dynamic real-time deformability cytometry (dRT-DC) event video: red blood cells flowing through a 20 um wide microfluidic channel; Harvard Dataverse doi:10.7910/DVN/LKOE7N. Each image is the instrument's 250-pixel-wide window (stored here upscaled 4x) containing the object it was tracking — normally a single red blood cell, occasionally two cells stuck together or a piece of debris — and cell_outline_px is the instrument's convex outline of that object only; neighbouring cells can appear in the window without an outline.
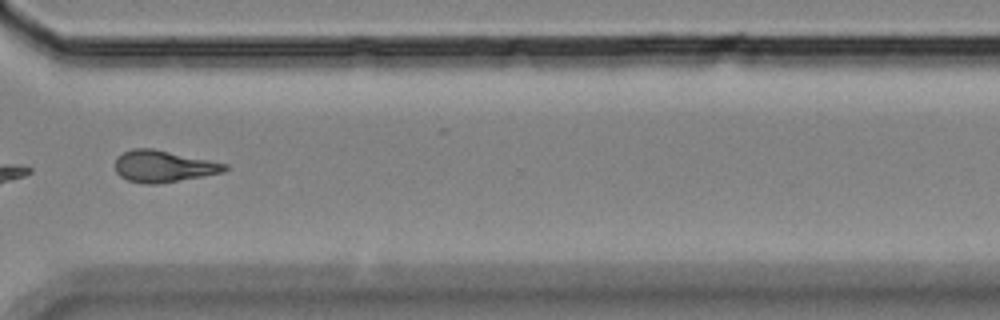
{"species": "Egyptian fruit bat (a non-hibernating species)", "species_latin": "Rousettus aegyptiacus", "temperature_condition": "room temperature", "stored_images_in_passage": 51, "camera_frame_rate_fps": 3000, "um_per_image_px": 0.085, "animal": {"sex": "female"}, "frame": {"image": 1, "passage_image": 37, "time_ms": 12.0, "image_size_px": [1000, 320], "cell_outline_px": [[228, 168], [224, 172], [204, 176], [156, 184], [144, 184], [128, 180], [120, 176], [116, 172], [116, 156], [132, 148], [152, 148], [228, 164]], "centroid_in_image_um": [13.88, 14.13], "position_along_channel_um": 356.7, "area_um2": 20.17}}
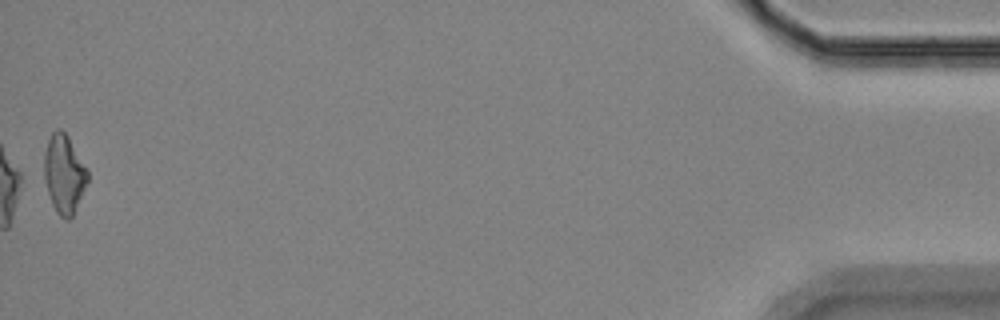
{"frame": {"image": 2, "passage_image": 51, "time_ms": 16.667, "image_size_px": [1000, 320], "cell_outline_px": [[88, 180], [72, 216], [68, 220], [64, 220], [56, 212], [52, 204], [48, 192], [44, 176], [44, 152], [48, 140], [52, 132], [56, 128], [60, 128], [68, 136], [88, 172]], "centroid_in_image_um": [5.42, 14.78], "position_along_channel_um": 429.8, "area_um2": 19.59}, "authors_computed_cell_mechanics": {"area_um2": 20.0566, "velocity_mm_per_s": 3.4855, "shape_relaxation_time_tau1_ms": 9.5597, "shape_relaxation_time_tau2_ms": 3.7942, "deformation_change_tau1": 0.2238, "deformation_change_tau2": 0.1321}}